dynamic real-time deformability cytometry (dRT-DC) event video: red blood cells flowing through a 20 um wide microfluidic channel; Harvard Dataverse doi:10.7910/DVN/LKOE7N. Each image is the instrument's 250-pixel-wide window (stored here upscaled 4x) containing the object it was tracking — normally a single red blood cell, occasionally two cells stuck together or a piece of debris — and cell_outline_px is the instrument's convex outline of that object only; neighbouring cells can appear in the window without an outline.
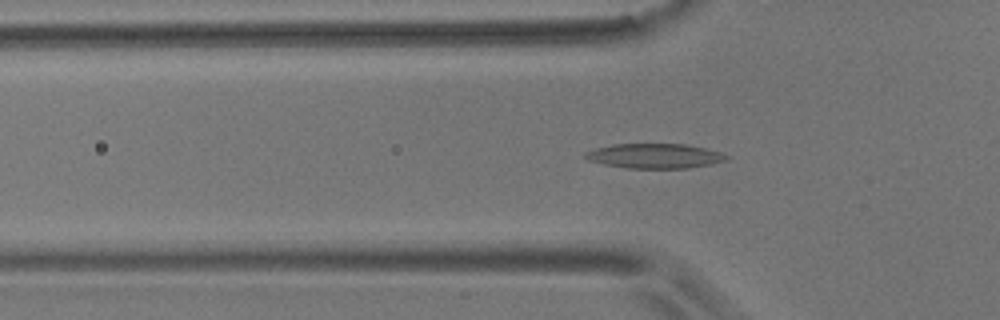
{"species": "common noctule bat (a hibernating species)", "species_latin": "Nyctalus noctula", "temperature_condition": "room temperature", "stored_images_in_passage": 42, "camera_frame_rate_fps": 3000, "um_per_image_px": 0.085, "animal": {"sex": "male", "body_mass_g": 17.9}, "frame": {"image": 1, "passage_image": 4, "time_ms": 1.0, "image_size_px": [1000, 320], "cell_outline_px": [[728, 160], [688, 168], [628, 168], [604, 164], [588, 160], [584, 156], [584, 152], [596, 148], [612, 144], [684, 144], [704, 148], [720, 152], [728, 156]], "centroid_in_image_um": [55.62, 13.25], "position_along_channel_um": 70.2, "area_um2": 20.17}}
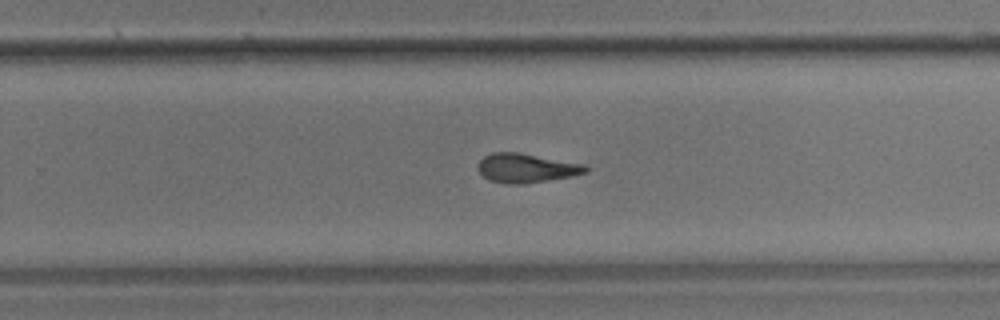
{"frame": {"image": 2, "passage_image": 22, "time_ms": 7.0, "image_size_px": [1000, 320], "cell_outline_px": [[588, 172], [572, 176], [524, 184], [508, 184], [488, 180], [476, 168], [476, 164], [484, 156], [492, 152], [516, 152], [584, 164], [588, 168]], "centroid_in_image_um": [44.69, 14.29], "position_along_channel_um": 285.1, "area_um2": 18.26}}
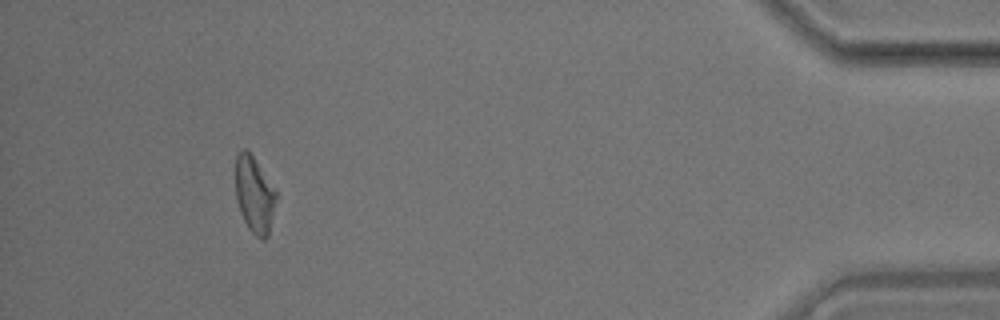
{"frame": {"image": 3, "passage_image": 38, "time_ms": 12.333, "image_size_px": [1000, 320], "cell_outline_px": [[276, 200], [268, 236], [264, 240], [260, 240], [248, 228], [240, 212], [236, 196], [236, 152], [244, 148], [248, 148], [276, 188]], "centroid_in_image_um": [21.63, 16.5], "position_along_channel_um": 413.6, "area_um2": 18.38}, "authors_computed_cell_mechanics": {"area_um2": 18.4382, "velocity_mm_per_s": 3.5709, "shape_relaxation_time_tau1_ms": 7.6091, "shape_relaxation_time_tau2_ms": 4.4348, "deformation_change_tau1": 0.1794, "deformation_change_tau2": 0.1438}}